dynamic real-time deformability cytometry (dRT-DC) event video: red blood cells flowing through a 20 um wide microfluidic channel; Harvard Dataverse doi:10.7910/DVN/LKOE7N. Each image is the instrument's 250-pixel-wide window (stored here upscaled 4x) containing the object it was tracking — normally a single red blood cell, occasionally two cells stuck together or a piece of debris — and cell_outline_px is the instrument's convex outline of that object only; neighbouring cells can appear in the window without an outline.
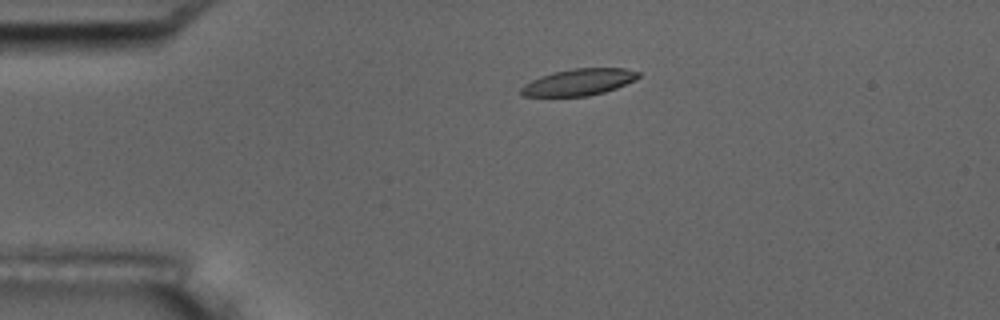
{"species": "common noctule bat (a hibernating species)", "species_latin": "Nyctalus noctula", "temperature_condition": "room temperature", "stored_images_in_passage": 2, "camera_frame_rate_fps": 3000, "um_per_image_px": 0.085, "animal": {"sex": "male", "body_mass_g": 17.5, "forearm_length_mm": 52.3}, "frame": {"image": 1, "passage_image": 1, "time_ms": 0.0, "image_size_px": [1000, 320], "cell_outline_px": [[640, 76], [636, 80], [616, 88], [604, 92], [588, 96], [520, 96], [520, 88], [524, 84], [540, 76], [552, 72], [572, 68], [624, 68], [640, 72]], "centroid_in_image_um": [49.2, 6.97], "position_along_channel_um": 35.8, "area_um2": 18.32}}